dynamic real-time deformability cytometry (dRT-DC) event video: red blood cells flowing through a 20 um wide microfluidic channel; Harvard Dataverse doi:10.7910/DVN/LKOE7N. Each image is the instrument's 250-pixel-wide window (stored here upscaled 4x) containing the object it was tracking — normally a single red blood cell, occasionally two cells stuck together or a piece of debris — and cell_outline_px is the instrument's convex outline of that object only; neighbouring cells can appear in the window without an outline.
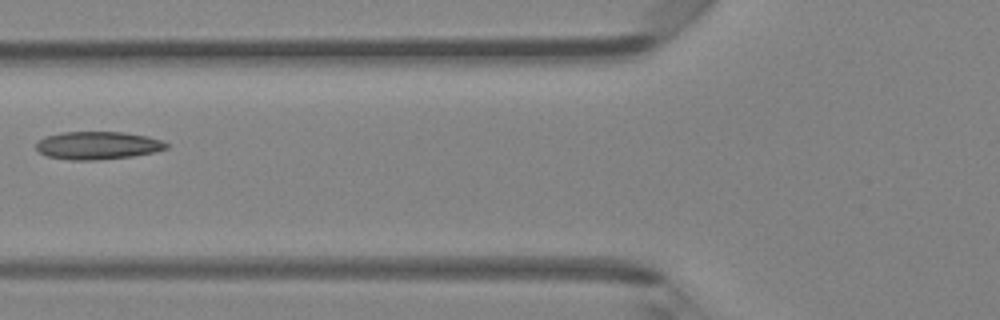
{"species": "Egyptian fruit bat (a non-hibernating species)", "species_latin": "Rousettus aegyptiacus", "temperature_condition": "room temperature", "stored_images_in_passage": 6, "camera_frame_rate_fps": 3000, "um_per_image_px": 0.085, "animal": {"sex": "female"}, "frame": {"image": 1, "passage_image": 6, "time_ms": 1.667, "image_size_px": [1000, 320], "cell_outline_px": [[168, 148], [156, 152], [132, 156], [96, 160], [72, 160], [48, 156], [40, 152], [36, 148], [36, 144], [44, 136], [64, 132], [124, 132], [148, 136], [160, 140], [168, 144]], "centroid_in_image_um": [8.33, 12.36], "position_along_channel_um": 117.5, "area_um2": 21.1}}